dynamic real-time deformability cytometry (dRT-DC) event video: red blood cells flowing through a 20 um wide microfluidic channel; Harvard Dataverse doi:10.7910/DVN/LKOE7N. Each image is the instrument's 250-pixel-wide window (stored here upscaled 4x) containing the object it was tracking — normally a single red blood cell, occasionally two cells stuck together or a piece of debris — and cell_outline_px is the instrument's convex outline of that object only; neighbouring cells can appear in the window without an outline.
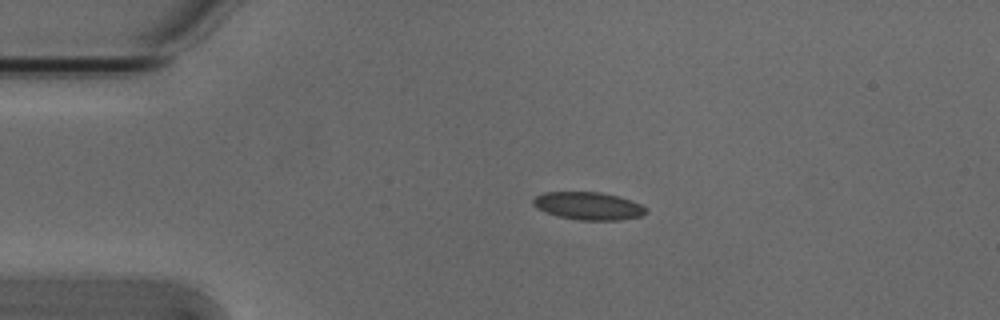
{"species": "Egyptian fruit bat (a non-hibernating species)", "species_latin": "Rousettus aegyptiacus", "temperature_condition": "cold", "stored_images_in_passage": 5, "segment_of_instrument_passage": [1, 2], "camera_frame_rate_fps": 3000, "um_per_image_px": 0.085, "animal": {"sex": "male"}, "frame": {"image": 1, "passage_image": 3, "time_ms": 0.667, "image_size_px": [1000, 320], "cell_outline_px": [[648, 212], [640, 216], [620, 220], [580, 220], [560, 216], [544, 212], [536, 208], [532, 204], [532, 200], [536, 196], [544, 192], [600, 192], [632, 200], [648, 208]], "centroid_in_image_um": [50.01, 17.5], "position_along_channel_um": 35.0, "area_um2": 18.26}}